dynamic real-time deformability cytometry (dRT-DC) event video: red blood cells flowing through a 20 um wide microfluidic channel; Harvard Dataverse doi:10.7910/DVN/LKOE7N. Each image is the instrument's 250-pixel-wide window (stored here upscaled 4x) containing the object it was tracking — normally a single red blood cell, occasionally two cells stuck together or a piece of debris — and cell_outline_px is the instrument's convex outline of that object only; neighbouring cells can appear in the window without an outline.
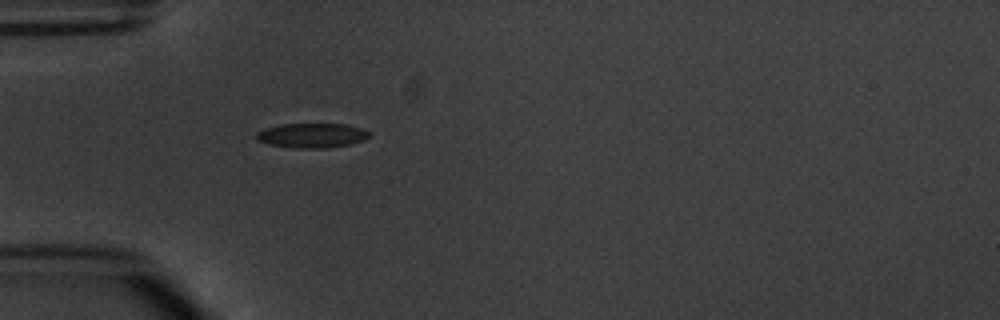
{"species": "common noctule bat (a hibernating species)", "species_latin": "Nyctalus noctula", "temperature_condition": "warm", "stored_images_in_passage": 1, "camera_frame_rate_fps": 3000, "um_per_image_px": 0.085, "animal": {"sex": "male", "body_mass_g": 20.1, "forearm_length_mm": 53.5}, "frame": {"image": 1, "passage_image": 1, "time_ms": 0.0, "image_size_px": [1000, 320], "cell_outline_px": [[372, 136], [364, 140], [352, 144], [324, 148], [292, 148], [268, 144], [256, 140], [256, 132], [264, 128], [280, 124], [348, 124], [360, 128], [368, 132]], "centroid_in_image_um": [26.5, 11.51], "position_along_channel_um": 58.5, "area_um2": 16.36}}